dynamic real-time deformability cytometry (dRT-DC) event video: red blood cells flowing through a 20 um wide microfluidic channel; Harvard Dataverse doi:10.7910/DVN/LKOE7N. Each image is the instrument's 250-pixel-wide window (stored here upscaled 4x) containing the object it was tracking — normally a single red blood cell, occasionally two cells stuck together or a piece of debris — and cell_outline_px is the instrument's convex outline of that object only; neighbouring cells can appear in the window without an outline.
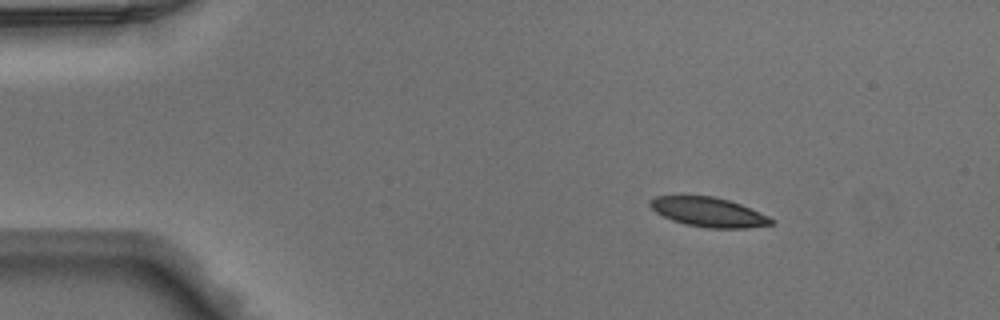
{"species": "Egyptian fruit bat (a non-hibernating species)", "species_latin": "Rousettus aegyptiacus", "temperature_condition": "warm", "stored_images_in_passage": 4, "camera_frame_rate_fps": 3000, "um_per_image_px": 0.085, "animal": {"sex": "male"}, "frame": {"image": 1, "passage_image": 1, "time_ms": 0.0, "image_size_px": [1000, 320], "cell_outline_px": [[776, 220], [772, 224], [744, 228], [708, 228], [684, 224], [672, 220], [656, 212], [648, 204], [656, 196], [712, 196], [728, 200], [740, 204], [768, 216]], "centroid_in_image_um": [60.23, 18.03], "position_along_channel_um": 24.8, "area_um2": 20.52}}